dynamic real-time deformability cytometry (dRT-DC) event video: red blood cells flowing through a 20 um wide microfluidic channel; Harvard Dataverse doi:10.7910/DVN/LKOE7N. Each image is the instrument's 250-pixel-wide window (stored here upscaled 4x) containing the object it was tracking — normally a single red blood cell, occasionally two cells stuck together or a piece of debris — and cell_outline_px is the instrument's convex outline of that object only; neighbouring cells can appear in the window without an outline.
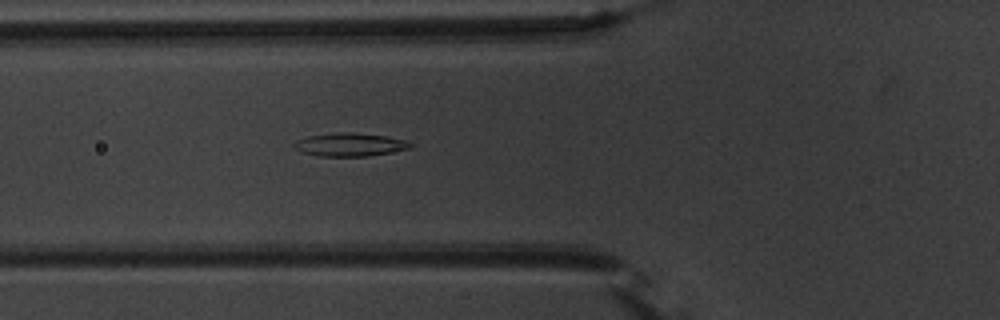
{"species": "common noctule bat (a hibernating species)", "species_latin": "Nyctalus noctula", "temperature_condition": "warm", "stored_images_in_passage": 39, "camera_frame_rate_fps": 3000, "um_per_image_px": 0.085, "animal": {"sex": "male", "body_mass_g": 20.1, "forearm_length_mm": 53.5}, "frame": {"image": 1, "passage_image": 6, "time_ms": 1.667, "image_size_px": [1000, 320], "cell_outline_px": [[412, 148], [368, 156], [320, 156], [300, 152], [292, 144], [296, 140], [308, 136], [340, 132], [352, 132], [388, 136], [404, 140], [412, 144]], "centroid_in_image_um": [29.73, 12.29], "position_along_channel_um": 96.1, "area_um2": 15.72}}
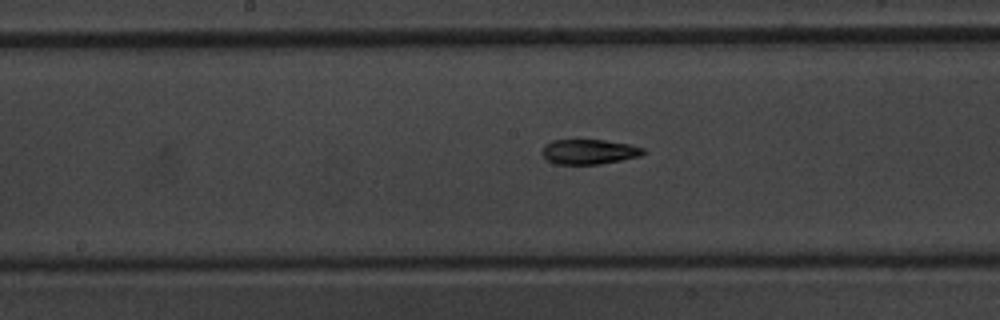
{"frame": {"image": 2, "passage_image": 14, "time_ms": 4.333, "image_size_px": [1000, 320], "cell_outline_px": [[648, 152], [640, 156], [600, 164], [556, 164], [544, 160], [540, 152], [544, 144], [552, 140], [604, 140], [628, 144], [644, 148]], "centroid_in_image_um": [50.02, 12.9], "position_along_channel_um": 198.2, "area_um2": 14.91}}
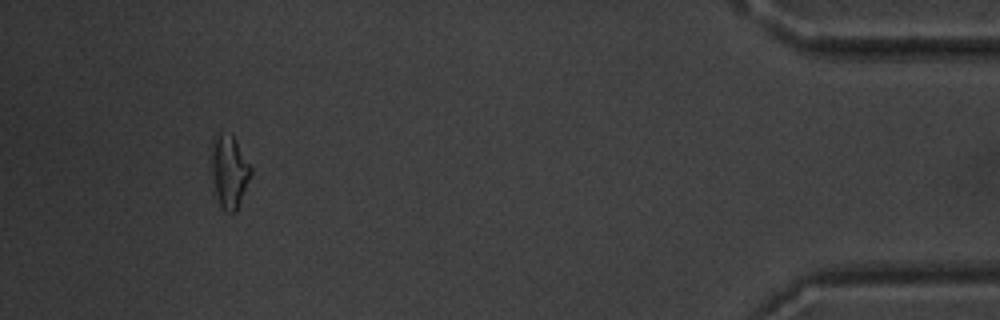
{"frame": {"image": 3, "passage_image": 36, "time_ms": 11.667, "image_size_px": [1000, 320], "cell_outline_px": [[252, 172], [236, 212], [224, 212], [212, 192], [212, 140], [216, 132], [232, 132], [252, 168]], "centroid_in_image_um": [19.46, 14.55], "position_along_channel_um": 415.7, "area_um2": 17.22}, "authors_computed_cell_mechanics": {"area_um2": 15.3748, "velocity_mm_per_s": 3.7989, "shape_relaxation_time_tau1_ms": 3.8752, "shape_relaxation_time_tau2_ms": 2.2493, "deformation_change_tau1": 0.1491, "deformation_change_tau2": 0.1043}}